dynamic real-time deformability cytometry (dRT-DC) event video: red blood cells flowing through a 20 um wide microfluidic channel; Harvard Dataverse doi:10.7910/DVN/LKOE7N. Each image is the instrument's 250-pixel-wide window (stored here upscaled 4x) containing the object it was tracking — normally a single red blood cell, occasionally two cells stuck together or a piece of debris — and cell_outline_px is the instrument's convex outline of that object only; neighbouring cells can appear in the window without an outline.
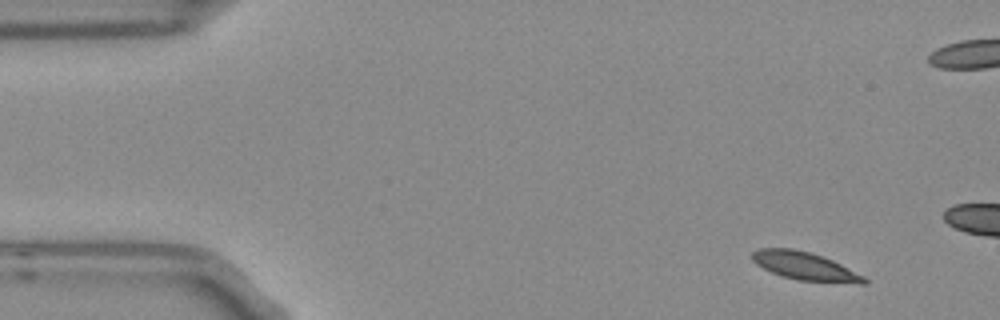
{"species": "Egyptian fruit bat (a non-hibernating species)", "species_latin": "Rousettus aegyptiacus", "temperature_condition": "room temperature", "stored_images_in_passage": 4, "camera_frame_rate_fps": 3000, "um_per_image_px": 0.085, "frame": {"image": 1, "passage_image": 1, "time_ms": 0.0, "image_size_px": [1000, 320], "cell_outline_px": [[868, 284], [860, 284], [800, 280], [784, 276], [772, 272], [756, 264], [752, 260], [752, 252], [760, 248], [792, 248], [824, 256], [864, 276], [868, 280]], "centroid_in_image_um": [68.44, 22.62], "position_along_channel_um": 16.6, "area_um2": 18.15}}